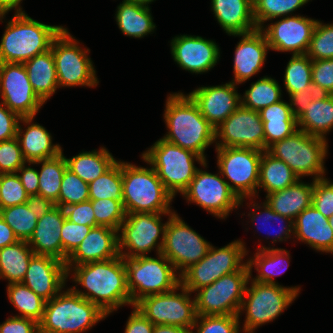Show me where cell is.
Masks as SVG:
<instances>
[{"instance_id": "obj_43", "label": "cell", "mask_w": 333, "mask_h": 333, "mask_svg": "<svg viewBox=\"0 0 333 333\" xmlns=\"http://www.w3.org/2000/svg\"><path fill=\"white\" fill-rule=\"evenodd\" d=\"M312 60L306 54L292 55L284 75L288 94L300 92L312 85Z\"/></svg>"}, {"instance_id": "obj_63", "label": "cell", "mask_w": 333, "mask_h": 333, "mask_svg": "<svg viewBox=\"0 0 333 333\" xmlns=\"http://www.w3.org/2000/svg\"><path fill=\"white\" fill-rule=\"evenodd\" d=\"M18 241L11 227L3 220L0 214V249Z\"/></svg>"}, {"instance_id": "obj_14", "label": "cell", "mask_w": 333, "mask_h": 333, "mask_svg": "<svg viewBox=\"0 0 333 333\" xmlns=\"http://www.w3.org/2000/svg\"><path fill=\"white\" fill-rule=\"evenodd\" d=\"M173 213H130L126 214L118 234L119 254L123 258L146 256L156 246L158 254L162 252L165 227L161 222V215ZM160 235H162L160 238ZM159 238L161 241L158 243ZM127 248L125 253L123 250ZM123 249V250H122Z\"/></svg>"}, {"instance_id": "obj_15", "label": "cell", "mask_w": 333, "mask_h": 333, "mask_svg": "<svg viewBox=\"0 0 333 333\" xmlns=\"http://www.w3.org/2000/svg\"><path fill=\"white\" fill-rule=\"evenodd\" d=\"M181 289L182 293H176ZM181 284L173 290L143 297L134 306L154 325H174L192 329L197 314L195 298Z\"/></svg>"}, {"instance_id": "obj_67", "label": "cell", "mask_w": 333, "mask_h": 333, "mask_svg": "<svg viewBox=\"0 0 333 333\" xmlns=\"http://www.w3.org/2000/svg\"><path fill=\"white\" fill-rule=\"evenodd\" d=\"M329 225L333 229V215L329 218Z\"/></svg>"}, {"instance_id": "obj_36", "label": "cell", "mask_w": 333, "mask_h": 333, "mask_svg": "<svg viewBox=\"0 0 333 333\" xmlns=\"http://www.w3.org/2000/svg\"><path fill=\"white\" fill-rule=\"evenodd\" d=\"M33 255V250L24 240L0 249V278L8 279L9 284L21 283Z\"/></svg>"}, {"instance_id": "obj_49", "label": "cell", "mask_w": 333, "mask_h": 333, "mask_svg": "<svg viewBox=\"0 0 333 333\" xmlns=\"http://www.w3.org/2000/svg\"><path fill=\"white\" fill-rule=\"evenodd\" d=\"M239 319L238 315H197L192 330L197 328L196 333H239Z\"/></svg>"}, {"instance_id": "obj_20", "label": "cell", "mask_w": 333, "mask_h": 333, "mask_svg": "<svg viewBox=\"0 0 333 333\" xmlns=\"http://www.w3.org/2000/svg\"><path fill=\"white\" fill-rule=\"evenodd\" d=\"M318 20L301 15L287 16L274 24L261 28L269 48L293 55L306 54Z\"/></svg>"}, {"instance_id": "obj_23", "label": "cell", "mask_w": 333, "mask_h": 333, "mask_svg": "<svg viewBox=\"0 0 333 333\" xmlns=\"http://www.w3.org/2000/svg\"><path fill=\"white\" fill-rule=\"evenodd\" d=\"M236 84L203 86L190 92L191 98L198 105L201 114L216 128L241 105V95Z\"/></svg>"}, {"instance_id": "obj_52", "label": "cell", "mask_w": 333, "mask_h": 333, "mask_svg": "<svg viewBox=\"0 0 333 333\" xmlns=\"http://www.w3.org/2000/svg\"><path fill=\"white\" fill-rule=\"evenodd\" d=\"M26 163L28 162L16 137L0 142V174L17 173V170Z\"/></svg>"}, {"instance_id": "obj_34", "label": "cell", "mask_w": 333, "mask_h": 333, "mask_svg": "<svg viewBox=\"0 0 333 333\" xmlns=\"http://www.w3.org/2000/svg\"><path fill=\"white\" fill-rule=\"evenodd\" d=\"M116 22L126 36L142 38L156 28L150 8L123 0L116 12Z\"/></svg>"}, {"instance_id": "obj_41", "label": "cell", "mask_w": 333, "mask_h": 333, "mask_svg": "<svg viewBox=\"0 0 333 333\" xmlns=\"http://www.w3.org/2000/svg\"><path fill=\"white\" fill-rule=\"evenodd\" d=\"M281 87L278 82L270 77H263L251 84L246 90L241 105L245 108L260 111L281 100Z\"/></svg>"}, {"instance_id": "obj_65", "label": "cell", "mask_w": 333, "mask_h": 333, "mask_svg": "<svg viewBox=\"0 0 333 333\" xmlns=\"http://www.w3.org/2000/svg\"><path fill=\"white\" fill-rule=\"evenodd\" d=\"M153 333H192V329H186L174 325H154Z\"/></svg>"}, {"instance_id": "obj_39", "label": "cell", "mask_w": 333, "mask_h": 333, "mask_svg": "<svg viewBox=\"0 0 333 333\" xmlns=\"http://www.w3.org/2000/svg\"><path fill=\"white\" fill-rule=\"evenodd\" d=\"M29 164L42 165L40 171H38V194L45 198L51 199L55 203L59 198L62 177L67 168L63 152L55 157L29 162Z\"/></svg>"}, {"instance_id": "obj_46", "label": "cell", "mask_w": 333, "mask_h": 333, "mask_svg": "<svg viewBox=\"0 0 333 333\" xmlns=\"http://www.w3.org/2000/svg\"><path fill=\"white\" fill-rule=\"evenodd\" d=\"M86 201H89V184L66 168L55 205L64 208Z\"/></svg>"}, {"instance_id": "obj_31", "label": "cell", "mask_w": 333, "mask_h": 333, "mask_svg": "<svg viewBox=\"0 0 333 333\" xmlns=\"http://www.w3.org/2000/svg\"><path fill=\"white\" fill-rule=\"evenodd\" d=\"M259 114L263 122L265 150L298 130L297 119L289 103L283 100L261 109Z\"/></svg>"}, {"instance_id": "obj_35", "label": "cell", "mask_w": 333, "mask_h": 333, "mask_svg": "<svg viewBox=\"0 0 333 333\" xmlns=\"http://www.w3.org/2000/svg\"><path fill=\"white\" fill-rule=\"evenodd\" d=\"M299 178L282 160L271 155L267 150L262 152L259 165V184L267 194L283 190L294 185Z\"/></svg>"}, {"instance_id": "obj_26", "label": "cell", "mask_w": 333, "mask_h": 333, "mask_svg": "<svg viewBox=\"0 0 333 333\" xmlns=\"http://www.w3.org/2000/svg\"><path fill=\"white\" fill-rule=\"evenodd\" d=\"M65 219L64 208L59 206L38 218L34 232L27 241L34 254L62 261L61 229Z\"/></svg>"}, {"instance_id": "obj_56", "label": "cell", "mask_w": 333, "mask_h": 333, "mask_svg": "<svg viewBox=\"0 0 333 333\" xmlns=\"http://www.w3.org/2000/svg\"><path fill=\"white\" fill-rule=\"evenodd\" d=\"M66 218L76 224L96 227L92 202L86 201L64 207Z\"/></svg>"}, {"instance_id": "obj_16", "label": "cell", "mask_w": 333, "mask_h": 333, "mask_svg": "<svg viewBox=\"0 0 333 333\" xmlns=\"http://www.w3.org/2000/svg\"><path fill=\"white\" fill-rule=\"evenodd\" d=\"M162 254L171 262L179 276L191 265L199 262L211 246L188 226L177 214L168 215Z\"/></svg>"}, {"instance_id": "obj_64", "label": "cell", "mask_w": 333, "mask_h": 333, "mask_svg": "<svg viewBox=\"0 0 333 333\" xmlns=\"http://www.w3.org/2000/svg\"><path fill=\"white\" fill-rule=\"evenodd\" d=\"M22 0H0V20H2L5 15L12 9L15 13H24L22 8L19 6Z\"/></svg>"}, {"instance_id": "obj_29", "label": "cell", "mask_w": 333, "mask_h": 333, "mask_svg": "<svg viewBox=\"0 0 333 333\" xmlns=\"http://www.w3.org/2000/svg\"><path fill=\"white\" fill-rule=\"evenodd\" d=\"M33 119L34 117H21L17 127L16 138L19 141L25 160L28 163L35 162L62 153L59 144H52L50 133L40 124L32 123ZM20 122L28 125L25 132H22Z\"/></svg>"}, {"instance_id": "obj_61", "label": "cell", "mask_w": 333, "mask_h": 333, "mask_svg": "<svg viewBox=\"0 0 333 333\" xmlns=\"http://www.w3.org/2000/svg\"><path fill=\"white\" fill-rule=\"evenodd\" d=\"M26 164L22 165L18 170V176L21 183L29 195L38 194L39 188V175L38 171L30 166L26 167ZM21 172V175L19 174Z\"/></svg>"}, {"instance_id": "obj_42", "label": "cell", "mask_w": 333, "mask_h": 333, "mask_svg": "<svg viewBox=\"0 0 333 333\" xmlns=\"http://www.w3.org/2000/svg\"><path fill=\"white\" fill-rule=\"evenodd\" d=\"M122 200V162L116 161L106 172L89 183V200Z\"/></svg>"}, {"instance_id": "obj_1", "label": "cell", "mask_w": 333, "mask_h": 333, "mask_svg": "<svg viewBox=\"0 0 333 333\" xmlns=\"http://www.w3.org/2000/svg\"><path fill=\"white\" fill-rule=\"evenodd\" d=\"M72 268L70 271H74V282L81 284L87 290L79 291L76 285L71 288L83 298L96 304L107 315L122 305H132L127 287V270L122 256Z\"/></svg>"}, {"instance_id": "obj_8", "label": "cell", "mask_w": 333, "mask_h": 333, "mask_svg": "<svg viewBox=\"0 0 333 333\" xmlns=\"http://www.w3.org/2000/svg\"><path fill=\"white\" fill-rule=\"evenodd\" d=\"M124 261L132 306L145 296L171 291L180 284L178 272L162 253L157 259L146 255Z\"/></svg>"}, {"instance_id": "obj_27", "label": "cell", "mask_w": 333, "mask_h": 333, "mask_svg": "<svg viewBox=\"0 0 333 333\" xmlns=\"http://www.w3.org/2000/svg\"><path fill=\"white\" fill-rule=\"evenodd\" d=\"M294 235L317 251L333 254V229L312 204L293 221Z\"/></svg>"}, {"instance_id": "obj_44", "label": "cell", "mask_w": 333, "mask_h": 333, "mask_svg": "<svg viewBox=\"0 0 333 333\" xmlns=\"http://www.w3.org/2000/svg\"><path fill=\"white\" fill-rule=\"evenodd\" d=\"M3 220L11 227L18 240L28 241L36 227L38 217L27 203L0 209Z\"/></svg>"}, {"instance_id": "obj_40", "label": "cell", "mask_w": 333, "mask_h": 333, "mask_svg": "<svg viewBox=\"0 0 333 333\" xmlns=\"http://www.w3.org/2000/svg\"><path fill=\"white\" fill-rule=\"evenodd\" d=\"M9 301L20 312L19 317L30 318L39 323L42 320L46 301L22 283L7 286Z\"/></svg>"}, {"instance_id": "obj_6", "label": "cell", "mask_w": 333, "mask_h": 333, "mask_svg": "<svg viewBox=\"0 0 333 333\" xmlns=\"http://www.w3.org/2000/svg\"><path fill=\"white\" fill-rule=\"evenodd\" d=\"M148 149L142 154L143 160L153 167L165 189L173 197L177 192L182 194L194 178L198 170L194 160L207 166L201 156L164 139H159Z\"/></svg>"}, {"instance_id": "obj_18", "label": "cell", "mask_w": 333, "mask_h": 333, "mask_svg": "<svg viewBox=\"0 0 333 333\" xmlns=\"http://www.w3.org/2000/svg\"><path fill=\"white\" fill-rule=\"evenodd\" d=\"M1 103L20 117H35L44 102L30 84L23 63L0 62Z\"/></svg>"}, {"instance_id": "obj_10", "label": "cell", "mask_w": 333, "mask_h": 333, "mask_svg": "<svg viewBox=\"0 0 333 333\" xmlns=\"http://www.w3.org/2000/svg\"><path fill=\"white\" fill-rule=\"evenodd\" d=\"M247 252L241 240H235L219 249L211 245L208 253L199 262L191 265L180 275V284L191 293H195L220 277L241 270L247 264L243 263Z\"/></svg>"}, {"instance_id": "obj_11", "label": "cell", "mask_w": 333, "mask_h": 333, "mask_svg": "<svg viewBox=\"0 0 333 333\" xmlns=\"http://www.w3.org/2000/svg\"><path fill=\"white\" fill-rule=\"evenodd\" d=\"M78 43L66 28L52 42L59 87H95L99 83L91 58L88 57L90 50L82 49Z\"/></svg>"}, {"instance_id": "obj_24", "label": "cell", "mask_w": 333, "mask_h": 333, "mask_svg": "<svg viewBox=\"0 0 333 333\" xmlns=\"http://www.w3.org/2000/svg\"><path fill=\"white\" fill-rule=\"evenodd\" d=\"M118 234V230L106 226L92 227L65 262L68 276L73 266L118 257L120 255Z\"/></svg>"}, {"instance_id": "obj_48", "label": "cell", "mask_w": 333, "mask_h": 333, "mask_svg": "<svg viewBox=\"0 0 333 333\" xmlns=\"http://www.w3.org/2000/svg\"><path fill=\"white\" fill-rule=\"evenodd\" d=\"M306 55L311 60L333 58V24L317 22Z\"/></svg>"}, {"instance_id": "obj_45", "label": "cell", "mask_w": 333, "mask_h": 333, "mask_svg": "<svg viewBox=\"0 0 333 333\" xmlns=\"http://www.w3.org/2000/svg\"><path fill=\"white\" fill-rule=\"evenodd\" d=\"M310 0H253V16L258 29L264 22L278 17H285Z\"/></svg>"}, {"instance_id": "obj_12", "label": "cell", "mask_w": 333, "mask_h": 333, "mask_svg": "<svg viewBox=\"0 0 333 333\" xmlns=\"http://www.w3.org/2000/svg\"><path fill=\"white\" fill-rule=\"evenodd\" d=\"M220 175L230 180L229 187L236 196L253 198L259 184L261 150L243 147H216Z\"/></svg>"}, {"instance_id": "obj_37", "label": "cell", "mask_w": 333, "mask_h": 333, "mask_svg": "<svg viewBox=\"0 0 333 333\" xmlns=\"http://www.w3.org/2000/svg\"><path fill=\"white\" fill-rule=\"evenodd\" d=\"M254 255V257H252L250 260L248 259L247 261L248 267L250 269V277L252 275L251 270L254 266L258 272L256 278H253L252 280L259 283L278 284L274 281L273 277L284 273V271L288 269V263L290 259L289 251L283 248H266L265 246H262L261 248H258L256 254ZM282 265H284L286 268H282L283 270H278L282 267Z\"/></svg>"}, {"instance_id": "obj_62", "label": "cell", "mask_w": 333, "mask_h": 333, "mask_svg": "<svg viewBox=\"0 0 333 333\" xmlns=\"http://www.w3.org/2000/svg\"><path fill=\"white\" fill-rule=\"evenodd\" d=\"M26 203L29 209L33 211L38 218L43 217L56 206L51 199L45 198L39 194L29 195Z\"/></svg>"}, {"instance_id": "obj_3", "label": "cell", "mask_w": 333, "mask_h": 333, "mask_svg": "<svg viewBox=\"0 0 333 333\" xmlns=\"http://www.w3.org/2000/svg\"><path fill=\"white\" fill-rule=\"evenodd\" d=\"M63 29L38 22L26 13H15L0 41V62L24 63L46 52Z\"/></svg>"}, {"instance_id": "obj_7", "label": "cell", "mask_w": 333, "mask_h": 333, "mask_svg": "<svg viewBox=\"0 0 333 333\" xmlns=\"http://www.w3.org/2000/svg\"><path fill=\"white\" fill-rule=\"evenodd\" d=\"M326 139L297 130L291 136L271 145L267 151L284 161L300 179L314 175L313 181L325 178Z\"/></svg>"}, {"instance_id": "obj_2", "label": "cell", "mask_w": 333, "mask_h": 333, "mask_svg": "<svg viewBox=\"0 0 333 333\" xmlns=\"http://www.w3.org/2000/svg\"><path fill=\"white\" fill-rule=\"evenodd\" d=\"M164 119L169 132L162 139L190 150L206 161V148L216 142L215 128L201 114L191 96L181 92L170 94L166 100Z\"/></svg>"}, {"instance_id": "obj_50", "label": "cell", "mask_w": 333, "mask_h": 333, "mask_svg": "<svg viewBox=\"0 0 333 333\" xmlns=\"http://www.w3.org/2000/svg\"><path fill=\"white\" fill-rule=\"evenodd\" d=\"M28 197L18 173L0 174V209L26 203Z\"/></svg>"}, {"instance_id": "obj_19", "label": "cell", "mask_w": 333, "mask_h": 333, "mask_svg": "<svg viewBox=\"0 0 333 333\" xmlns=\"http://www.w3.org/2000/svg\"><path fill=\"white\" fill-rule=\"evenodd\" d=\"M216 147H243L265 151V135L259 111L240 105L215 128Z\"/></svg>"}, {"instance_id": "obj_59", "label": "cell", "mask_w": 333, "mask_h": 333, "mask_svg": "<svg viewBox=\"0 0 333 333\" xmlns=\"http://www.w3.org/2000/svg\"><path fill=\"white\" fill-rule=\"evenodd\" d=\"M319 94L315 86H311L307 89H303L300 92L290 94V108L292 114L298 119L308 108L310 102H312Z\"/></svg>"}, {"instance_id": "obj_17", "label": "cell", "mask_w": 333, "mask_h": 333, "mask_svg": "<svg viewBox=\"0 0 333 333\" xmlns=\"http://www.w3.org/2000/svg\"><path fill=\"white\" fill-rule=\"evenodd\" d=\"M223 179L217 174L198 169L182 195L215 217L225 219L244 200H240L230 189L229 182Z\"/></svg>"}, {"instance_id": "obj_54", "label": "cell", "mask_w": 333, "mask_h": 333, "mask_svg": "<svg viewBox=\"0 0 333 333\" xmlns=\"http://www.w3.org/2000/svg\"><path fill=\"white\" fill-rule=\"evenodd\" d=\"M311 204L326 218L333 215V183L327 178L314 181Z\"/></svg>"}, {"instance_id": "obj_60", "label": "cell", "mask_w": 333, "mask_h": 333, "mask_svg": "<svg viewBox=\"0 0 333 333\" xmlns=\"http://www.w3.org/2000/svg\"><path fill=\"white\" fill-rule=\"evenodd\" d=\"M127 320L124 333H153L154 324L135 306Z\"/></svg>"}, {"instance_id": "obj_13", "label": "cell", "mask_w": 333, "mask_h": 333, "mask_svg": "<svg viewBox=\"0 0 333 333\" xmlns=\"http://www.w3.org/2000/svg\"><path fill=\"white\" fill-rule=\"evenodd\" d=\"M246 264L241 270L224 275L196 292L197 315H238L246 285L250 280Z\"/></svg>"}, {"instance_id": "obj_33", "label": "cell", "mask_w": 333, "mask_h": 333, "mask_svg": "<svg viewBox=\"0 0 333 333\" xmlns=\"http://www.w3.org/2000/svg\"><path fill=\"white\" fill-rule=\"evenodd\" d=\"M297 126L309 135L326 139L333 128V94L319 93L297 119Z\"/></svg>"}, {"instance_id": "obj_5", "label": "cell", "mask_w": 333, "mask_h": 333, "mask_svg": "<svg viewBox=\"0 0 333 333\" xmlns=\"http://www.w3.org/2000/svg\"><path fill=\"white\" fill-rule=\"evenodd\" d=\"M174 197L151 168L122 161V201L126 214L174 213L170 203Z\"/></svg>"}, {"instance_id": "obj_55", "label": "cell", "mask_w": 333, "mask_h": 333, "mask_svg": "<svg viewBox=\"0 0 333 333\" xmlns=\"http://www.w3.org/2000/svg\"><path fill=\"white\" fill-rule=\"evenodd\" d=\"M263 207H264V212L259 211V212L256 213L253 210V213L252 212L249 213L248 216H250L252 214L251 215L252 216L251 217L252 221H256L257 218H258L257 220L262 219L263 220L262 225L266 224V223H269V222L271 223V221H276V220L279 221L280 220V222L282 223L283 221L287 220L286 223H288V224L284 225V226H281V228H280L281 231L279 233H278V231H275L276 234L274 236V239L272 240L273 241L272 243L277 242V240H279V241L285 240L286 241L290 237V234L294 233L293 221L289 217H285V216H282V215L274 212L271 209V207L266 203V201L263 202ZM259 225H261V224L259 223ZM264 226L265 225H263L262 227L264 228ZM266 229H267V227H266ZM267 234H269V233H267Z\"/></svg>"}, {"instance_id": "obj_53", "label": "cell", "mask_w": 333, "mask_h": 333, "mask_svg": "<svg viewBox=\"0 0 333 333\" xmlns=\"http://www.w3.org/2000/svg\"><path fill=\"white\" fill-rule=\"evenodd\" d=\"M312 85L322 94H333V58L312 60Z\"/></svg>"}, {"instance_id": "obj_58", "label": "cell", "mask_w": 333, "mask_h": 333, "mask_svg": "<svg viewBox=\"0 0 333 333\" xmlns=\"http://www.w3.org/2000/svg\"><path fill=\"white\" fill-rule=\"evenodd\" d=\"M0 333H39V325L33 319L15 315L0 324Z\"/></svg>"}, {"instance_id": "obj_22", "label": "cell", "mask_w": 333, "mask_h": 333, "mask_svg": "<svg viewBox=\"0 0 333 333\" xmlns=\"http://www.w3.org/2000/svg\"><path fill=\"white\" fill-rule=\"evenodd\" d=\"M67 278L65 262L50 256L34 254L21 283L48 301L65 287Z\"/></svg>"}, {"instance_id": "obj_66", "label": "cell", "mask_w": 333, "mask_h": 333, "mask_svg": "<svg viewBox=\"0 0 333 333\" xmlns=\"http://www.w3.org/2000/svg\"><path fill=\"white\" fill-rule=\"evenodd\" d=\"M125 1L133 2V3L138 4V5L149 7L148 4L150 2H153L154 0H125Z\"/></svg>"}, {"instance_id": "obj_51", "label": "cell", "mask_w": 333, "mask_h": 333, "mask_svg": "<svg viewBox=\"0 0 333 333\" xmlns=\"http://www.w3.org/2000/svg\"><path fill=\"white\" fill-rule=\"evenodd\" d=\"M91 228L92 226L76 224L72 221H69L67 218L64 220L61 229L62 262H66L67 258L75 251L82 240L89 234Z\"/></svg>"}, {"instance_id": "obj_30", "label": "cell", "mask_w": 333, "mask_h": 333, "mask_svg": "<svg viewBox=\"0 0 333 333\" xmlns=\"http://www.w3.org/2000/svg\"><path fill=\"white\" fill-rule=\"evenodd\" d=\"M314 181L311 184L299 179L294 185L266 195V203L271 209L292 221L312 203Z\"/></svg>"}, {"instance_id": "obj_28", "label": "cell", "mask_w": 333, "mask_h": 333, "mask_svg": "<svg viewBox=\"0 0 333 333\" xmlns=\"http://www.w3.org/2000/svg\"><path fill=\"white\" fill-rule=\"evenodd\" d=\"M211 3L214 16L228 35L258 29L253 16V0H211Z\"/></svg>"}, {"instance_id": "obj_32", "label": "cell", "mask_w": 333, "mask_h": 333, "mask_svg": "<svg viewBox=\"0 0 333 333\" xmlns=\"http://www.w3.org/2000/svg\"><path fill=\"white\" fill-rule=\"evenodd\" d=\"M36 95L45 103L59 88L52 49L23 63Z\"/></svg>"}, {"instance_id": "obj_38", "label": "cell", "mask_w": 333, "mask_h": 333, "mask_svg": "<svg viewBox=\"0 0 333 333\" xmlns=\"http://www.w3.org/2000/svg\"><path fill=\"white\" fill-rule=\"evenodd\" d=\"M67 168L90 183L106 172L117 160L105 147L100 150L82 152L72 158H66Z\"/></svg>"}, {"instance_id": "obj_21", "label": "cell", "mask_w": 333, "mask_h": 333, "mask_svg": "<svg viewBox=\"0 0 333 333\" xmlns=\"http://www.w3.org/2000/svg\"><path fill=\"white\" fill-rule=\"evenodd\" d=\"M174 61L191 73H205L219 61L220 50L213 40L200 36L180 35L171 40Z\"/></svg>"}, {"instance_id": "obj_4", "label": "cell", "mask_w": 333, "mask_h": 333, "mask_svg": "<svg viewBox=\"0 0 333 333\" xmlns=\"http://www.w3.org/2000/svg\"><path fill=\"white\" fill-rule=\"evenodd\" d=\"M108 316L72 288L46 301L39 333H81Z\"/></svg>"}, {"instance_id": "obj_25", "label": "cell", "mask_w": 333, "mask_h": 333, "mask_svg": "<svg viewBox=\"0 0 333 333\" xmlns=\"http://www.w3.org/2000/svg\"><path fill=\"white\" fill-rule=\"evenodd\" d=\"M242 36L237 44L234 56L233 72L234 84L249 80L254 74L260 72L266 60L267 51L270 49L267 38L261 29L249 33L236 34Z\"/></svg>"}, {"instance_id": "obj_57", "label": "cell", "mask_w": 333, "mask_h": 333, "mask_svg": "<svg viewBox=\"0 0 333 333\" xmlns=\"http://www.w3.org/2000/svg\"><path fill=\"white\" fill-rule=\"evenodd\" d=\"M20 116L0 103V142L16 137Z\"/></svg>"}, {"instance_id": "obj_47", "label": "cell", "mask_w": 333, "mask_h": 333, "mask_svg": "<svg viewBox=\"0 0 333 333\" xmlns=\"http://www.w3.org/2000/svg\"><path fill=\"white\" fill-rule=\"evenodd\" d=\"M96 219V226H106L118 230L126 218L122 200L97 199L90 200Z\"/></svg>"}, {"instance_id": "obj_9", "label": "cell", "mask_w": 333, "mask_h": 333, "mask_svg": "<svg viewBox=\"0 0 333 333\" xmlns=\"http://www.w3.org/2000/svg\"><path fill=\"white\" fill-rule=\"evenodd\" d=\"M245 288L238 316L246 311L243 332L254 333L258 326L275 320L299 295V287L259 283L251 280Z\"/></svg>"}]
</instances>
